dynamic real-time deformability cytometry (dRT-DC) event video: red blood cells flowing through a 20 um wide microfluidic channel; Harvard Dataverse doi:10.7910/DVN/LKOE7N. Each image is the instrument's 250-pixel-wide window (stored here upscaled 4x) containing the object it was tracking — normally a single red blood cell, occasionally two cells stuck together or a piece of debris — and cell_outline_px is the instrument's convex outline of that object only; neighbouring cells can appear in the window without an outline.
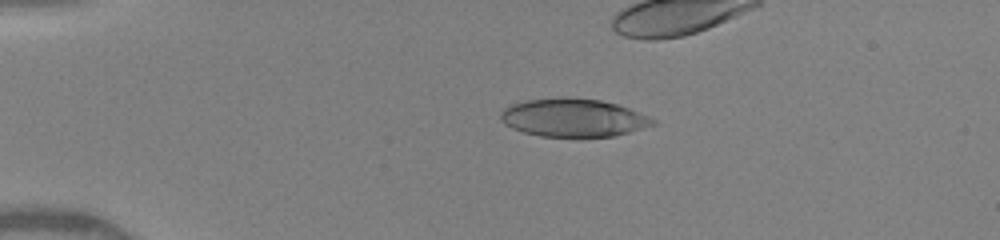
{"species": "human", "species_latin": "Homo sapiens", "temperature_condition": "warm", "stored_images_in_passage": 3, "camera_frame_rate_fps": 3000, "um_per_image_px": 0.085, "donor": {"sex": "female"}, "frame": {"image": 1, "passage_image": 1, "time_ms": 0.0, "image_size_px": [1000, 240], "cell_outline_px": [[656, 124], [616, 136], [580, 140], [540, 136], [524, 132], [512, 128], [504, 124], [500, 120], [500, 112], [504, 108], [512, 104], [524, 100], [600, 100], [616, 104], [628, 108], [656, 120]], "centroid_in_image_um": [48.73, 10.1], "position_along_channel_um": 36.3, "area_um2": 33.81}}